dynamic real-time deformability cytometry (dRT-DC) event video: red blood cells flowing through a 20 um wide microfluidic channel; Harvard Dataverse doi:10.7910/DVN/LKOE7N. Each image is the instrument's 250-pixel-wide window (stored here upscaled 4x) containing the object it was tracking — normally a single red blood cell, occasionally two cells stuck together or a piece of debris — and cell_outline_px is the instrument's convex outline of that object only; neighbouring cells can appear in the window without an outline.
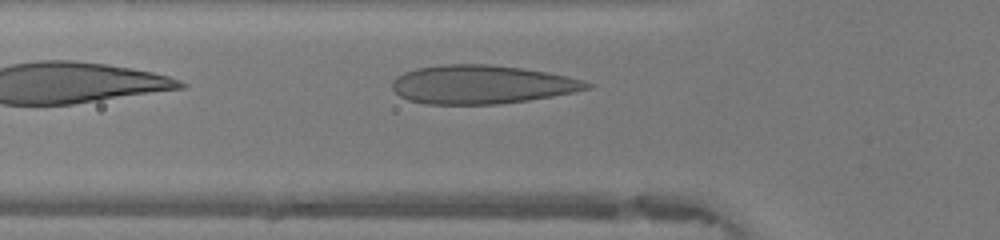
{"species": "human", "species_latin": "Homo sapiens", "temperature_condition": "warm", "stored_images_in_passage": 25, "camera_frame_rate_fps": 3000, "um_per_image_px": 0.085, "donor": {"sex": "female"}, "frame": {"image": 1, "passage_image": 3, "time_ms": 0.667, "image_size_px": [1000, 240], "cell_outline_px": [[592, 88], [552, 96], [528, 100], [496, 104], [424, 104], [408, 100], [400, 96], [392, 88], [392, 80], [396, 76], [404, 72], [416, 68], [440, 64], [488, 64], [520, 68], [548, 72], [568, 76], [584, 80], [592, 84]], "centroid_in_image_um": [40.92, 7.18], "position_along_channel_um": 84.9, "area_um2": 43.93}}
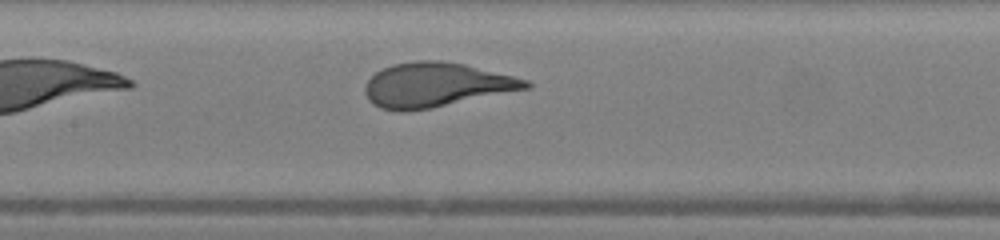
{"frame": {"image": 2, "passage_image": 9, "time_ms": 2.667, "image_size_px": [1000, 240], "cell_outline_px": [[532, 88], [432, 108], [404, 112], [400, 112], [380, 108], [372, 104], [368, 100], [364, 92], [364, 84], [376, 72], [392, 64], [416, 60], [440, 60], [464, 64], [528, 80], [532, 84]], "centroid_in_image_um": [37.04, 7.23], "position_along_channel_um": 170.4, "area_um2": 41.85}}
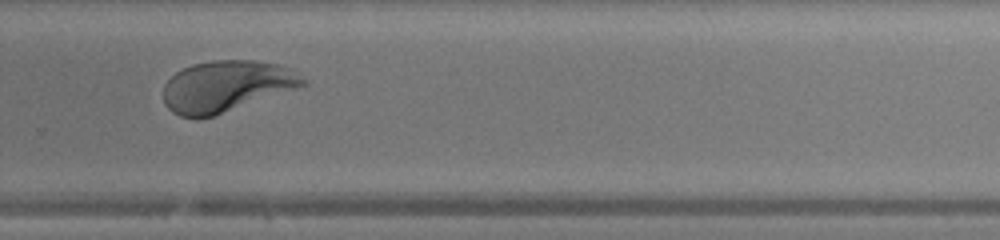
{"frame": {"image": 3, "passage_image": 19, "time_ms": 6.0, "image_size_px": [1000, 240], "cell_outline_px": [[308, 84], [200, 120], [196, 120], [180, 116], [172, 112], [164, 104], [164, 84], [176, 72], [192, 64], [212, 60], [256, 60], [280, 64], [292, 68], [308, 80]], "centroid_in_image_um": [19.24, 7.32], "position_along_channel_um": 310.6, "area_um2": 41.85}, "authors_computed_cell_mechanics": {"area_um2": 41.8472, "velocity_mm_per_s": 4.2252, "shape_relaxation_time_tau1_ms": 3.3373, "shape_relaxation_time_tau2_ms": null, "deformation_change_tau1": 0.1942, "deformation_change_tau2": null}}